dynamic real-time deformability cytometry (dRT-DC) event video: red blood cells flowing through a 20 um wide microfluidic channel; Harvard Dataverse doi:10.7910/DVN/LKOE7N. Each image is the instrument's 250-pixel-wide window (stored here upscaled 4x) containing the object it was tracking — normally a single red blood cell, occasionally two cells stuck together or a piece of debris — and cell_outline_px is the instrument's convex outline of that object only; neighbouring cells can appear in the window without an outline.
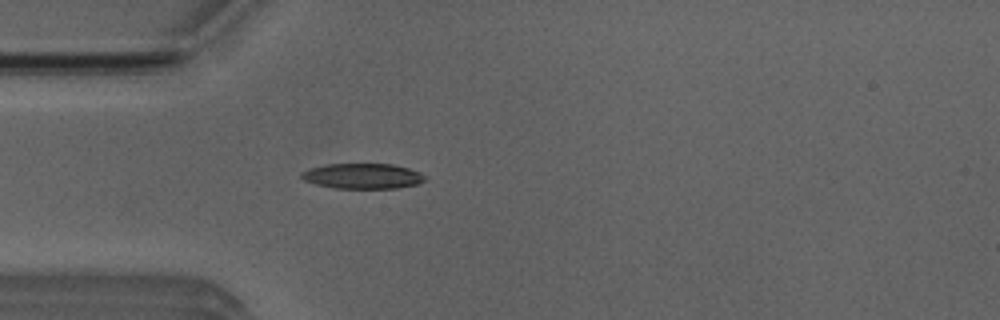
{"species": "Egyptian fruit bat (a non-hibernating species)", "species_latin": "Rousettus aegyptiacus", "temperature_condition": "room temperature", "stored_images_in_passage": 36, "camera_frame_rate_fps": 3000, "um_per_image_px": 0.085, "animal": {"sex": "male"}, "frame": {"image": 1, "passage_image": 7, "time_ms": 2.0, "image_size_px": [1000, 320], "cell_outline_px": [[428, 176], [420, 184], [396, 188], [336, 188], [316, 184], [304, 180], [300, 176], [300, 172], [308, 168], [324, 164], [392, 164], [408, 168], [420, 172]], "centroid_in_image_um": [30.83, 14.96], "position_along_channel_um": 54.2, "area_um2": 18.38}}
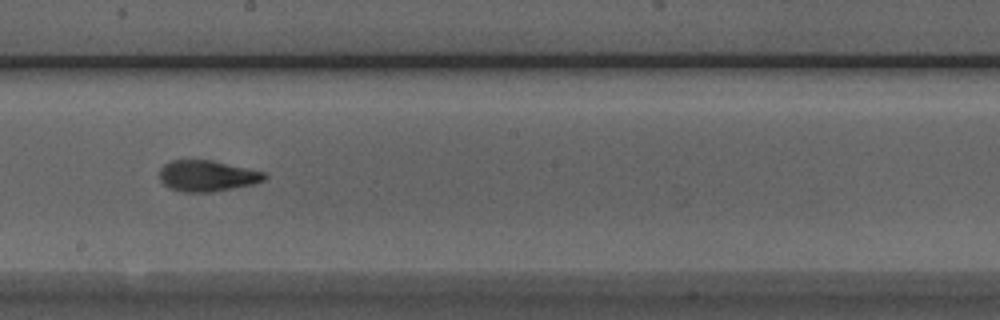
{"frame": {"image": 2, "passage_image": 21, "time_ms": 6.667, "image_size_px": [1000, 320], "cell_outline_px": [[268, 176], [264, 180], [252, 184], [212, 192], [184, 192], [168, 188], [160, 180], [160, 168], [164, 164], [172, 160], [212, 160], [264, 172]], "centroid_in_image_um": [17.58, 14.95], "position_along_channel_um": 230.6, "area_um2": 18.9}}
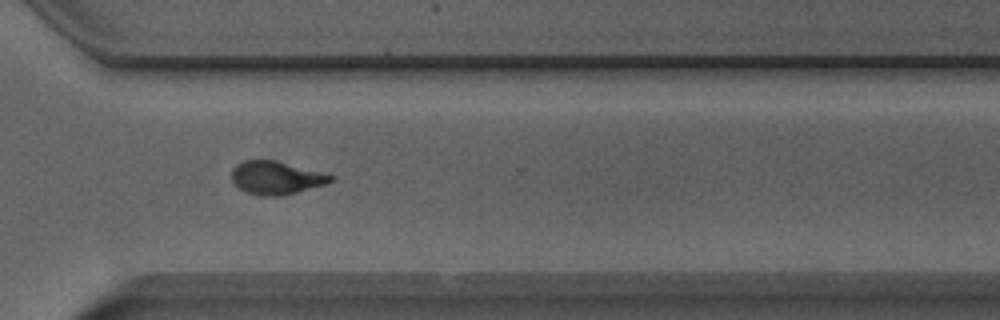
{"frame": {"image": 3, "passage_image": 30, "time_ms": 9.667, "image_size_px": [1000, 320], "cell_outline_px": [[336, 176], [332, 180], [324, 184], [296, 192], [280, 196], [260, 196], [244, 192], [232, 180], [232, 168], [236, 164], [244, 160], [276, 160]], "centroid_in_image_um": [23.44, 15.1], "position_along_channel_um": 347.2, "area_um2": 19.02}, "authors_computed_cell_mechanics": {"area_um2": 18.9873, "velocity_mm_per_s": 3.8925, "shape_relaxation_time_tau1_ms": 3.7531, "shape_relaxation_time_tau2_ms": 1.7365, "deformation_change_tau1": 0.1474, "deformation_change_tau2": 0.0975}}